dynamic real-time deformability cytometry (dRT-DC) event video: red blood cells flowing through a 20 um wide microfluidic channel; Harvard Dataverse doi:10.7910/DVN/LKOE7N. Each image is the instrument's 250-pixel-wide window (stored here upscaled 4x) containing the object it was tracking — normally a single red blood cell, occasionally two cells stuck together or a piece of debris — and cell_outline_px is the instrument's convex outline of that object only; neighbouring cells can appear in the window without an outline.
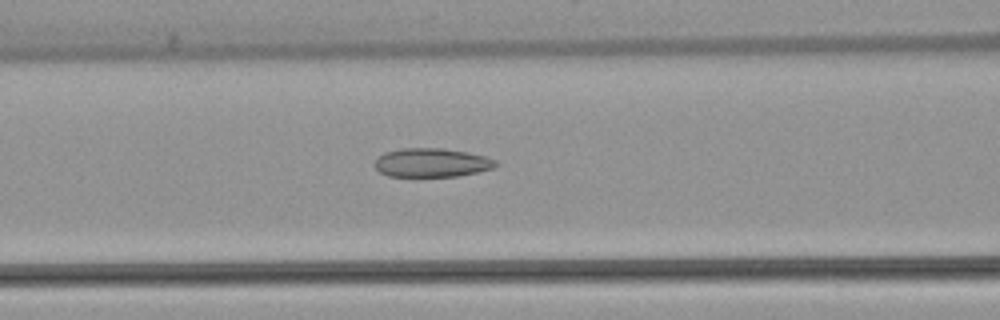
{"species": "common noctule bat (a hibernating species)", "species_latin": "Nyctalus noctula", "temperature_condition": "warm", "stored_images_in_passage": 35, "camera_frame_rate_fps": 3000, "um_per_image_px": 0.085, "animal": {"sex": "female", "body_mass_g": 22.7, "forearm_length_mm": 54.2}, "frame": {"image": 1, "passage_image": 13, "time_ms": 4.0, "image_size_px": [1000, 320], "cell_outline_px": [[500, 164], [496, 168], [456, 176], [388, 176], [380, 172], [372, 164], [384, 152], [400, 148], [444, 148], [484, 156], [496, 160]], "centroid_in_image_um": [36.69, 13.82], "position_along_channel_um": 129.9, "area_um2": 20.35}}
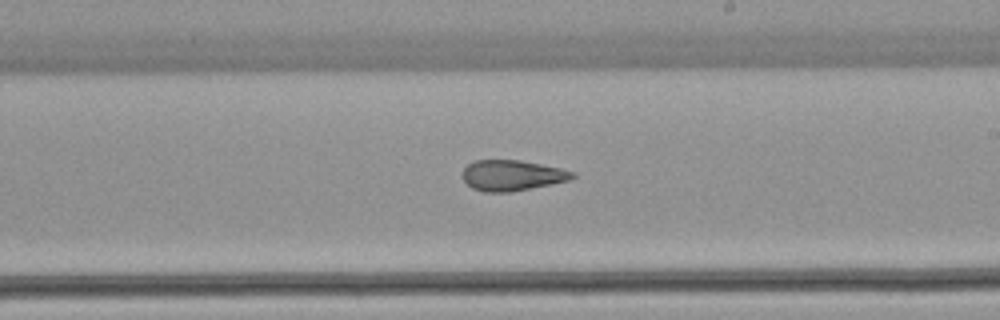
{"frame": {"image": 2, "passage_image": 22, "time_ms": 7.0, "image_size_px": [1000, 320], "cell_outline_px": [[576, 176], [568, 180], [552, 184], [512, 192], [484, 192], [472, 188], [460, 176], [464, 168], [468, 164], [476, 160], [520, 160], [560, 168], [576, 172]], "centroid_in_image_um": [43.51, 14.91], "position_along_channel_um": 245.5, "area_um2": 19.71}}
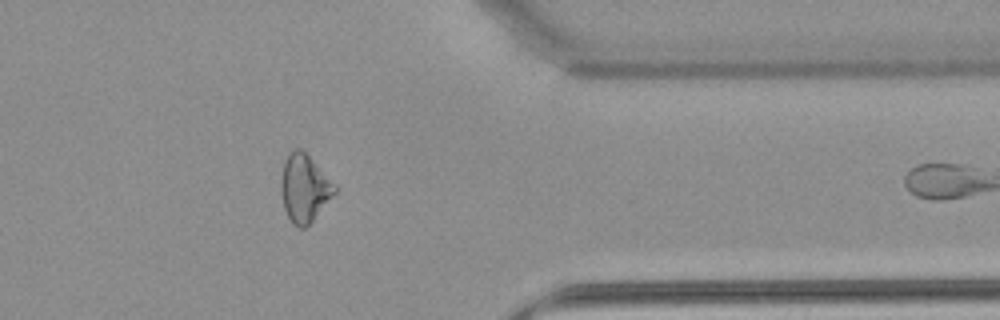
{"frame": {"image": 3, "passage_image": 34, "time_ms": 11.0, "image_size_px": [1000, 320], "cell_outline_px": [[336, 192], [312, 220], [304, 228], [300, 228], [292, 224], [284, 208], [280, 192], [280, 184], [284, 160], [288, 152], [296, 148], [300, 148], [336, 184]], "centroid_in_image_um": [25.84, 15.98], "position_along_channel_um": 385.6, "area_um2": 20.98}}